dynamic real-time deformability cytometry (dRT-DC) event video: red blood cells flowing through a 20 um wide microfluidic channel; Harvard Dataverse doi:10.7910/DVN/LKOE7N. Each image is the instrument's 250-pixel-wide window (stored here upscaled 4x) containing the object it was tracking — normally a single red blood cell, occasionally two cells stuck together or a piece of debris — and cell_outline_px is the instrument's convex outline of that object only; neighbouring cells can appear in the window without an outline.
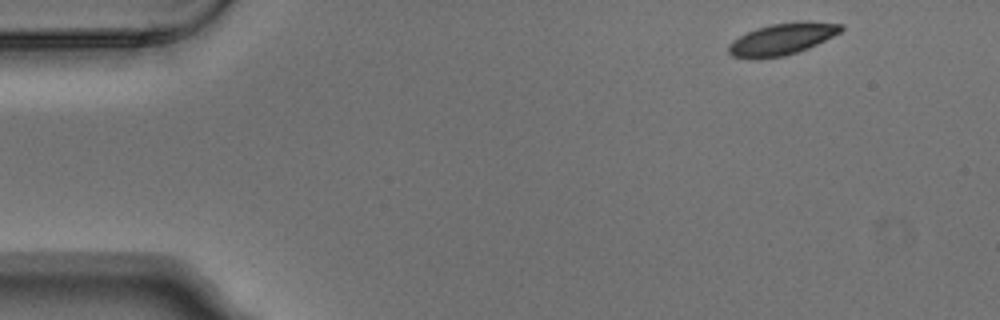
{"species": "Egyptian fruit bat (a non-hibernating species)", "species_latin": "Rousettus aegyptiacus", "temperature_condition": "warm", "stored_images_in_passage": 5, "camera_frame_rate_fps": 3000, "um_per_image_px": 0.085, "animal": {"sex": "male"}, "frame": {"image": 1, "passage_image": 1, "time_ms": 0.0, "image_size_px": [1000, 320], "cell_outline_px": [[844, 28], [840, 32], [808, 48], [784, 56], [756, 60], [732, 56], [728, 52], [728, 44], [732, 40], [756, 28], [772, 24], [800, 20], [808, 20], [844, 24]], "centroid_in_image_um": [66.47, 3.31], "position_along_channel_um": 18.5, "area_um2": 21.04}}
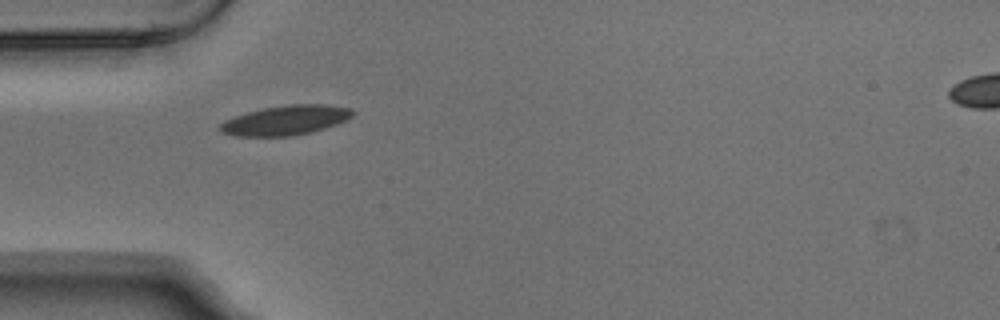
{"frame": {"image": 2, "passage_image": 4, "time_ms": 1.0, "image_size_px": [1000, 320], "cell_outline_px": [[356, 112], [352, 116], [336, 124], [324, 128], [308, 132], [288, 136], [236, 136], [220, 132], [216, 128], [224, 120], [248, 112], [264, 108], [288, 104], [324, 104], [352, 108]], "centroid_in_image_um": [24.25, 10.21], "position_along_channel_um": 60.7, "area_um2": 22.77}}
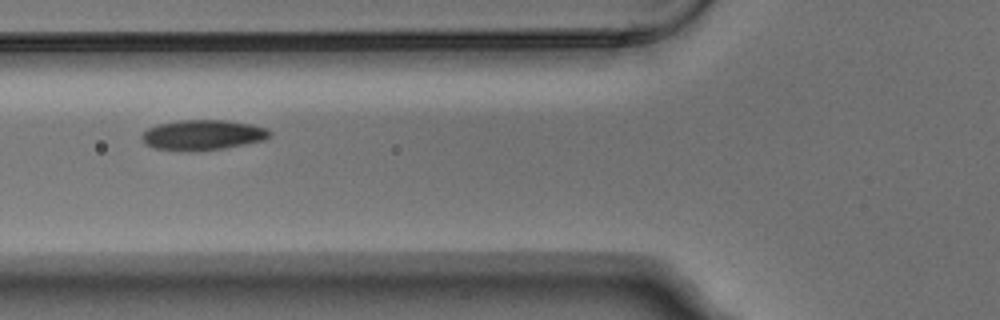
{"frame": {"image": 3, "passage_image": 5, "time_ms": 1.333, "image_size_px": [1000, 320], "cell_outline_px": [[272, 132], [264, 140], [224, 148], [188, 152], [156, 148], [144, 144], [140, 136], [148, 128], [156, 124], [180, 120], [224, 120], [252, 124], [268, 128]], "centroid_in_image_um": [17.21, 11.47], "position_along_channel_um": 108.6, "area_um2": 22.66}}